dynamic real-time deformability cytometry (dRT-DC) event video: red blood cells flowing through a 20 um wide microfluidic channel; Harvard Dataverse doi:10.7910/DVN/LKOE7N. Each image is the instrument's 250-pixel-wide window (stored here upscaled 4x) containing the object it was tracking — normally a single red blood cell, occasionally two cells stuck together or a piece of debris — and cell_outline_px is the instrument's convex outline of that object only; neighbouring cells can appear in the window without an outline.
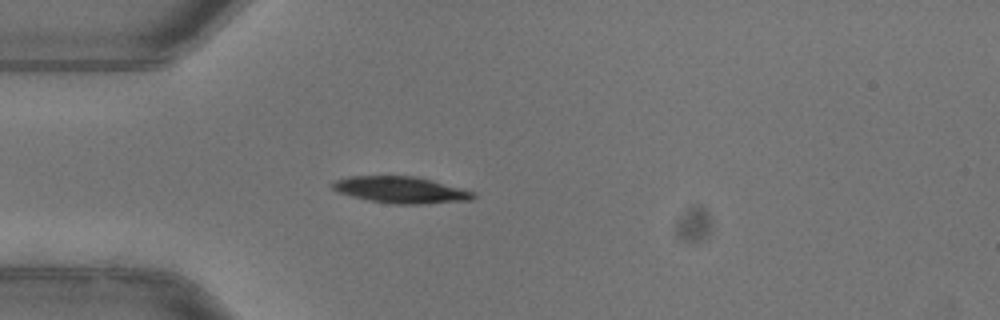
{"species": "common noctule bat (a hibernating species)", "species_latin": "Nyctalus noctula", "temperature_condition": "warm", "stored_images_in_passage": 41, "camera_frame_rate_fps": 3000, "um_per_image_px": 0.085, "animal": {"sex": "female"}, "frame": {"image": 1, "passage_image": 7, "time_ms": 2.0, "image_size_px": [1000, 320], "cell_outline_px": [[476, 196], [472, 200], [420, 204], [396, 204], [368, 200], [352, 196], [340, 192], [332, 188], [328, 184], [336, 180], [348, 176], [416, 176], [432, 180], [476, 192]], "centroid_in_image_um": [34.08, 16.13], "position_along_channel_um": 50.9, "area_um2": 21.79}, "authors_computed_cell_mechanics": {"area_um2": 22.4264, "velocity_mm_per_s": 3.9625, "shape_relaxation_time_tau1_ms": 3.4846, "shape_relaxation_time_tau2_ms": null, "deformation_change_tau1": 0.1651, "deformation_change_tau2": null}}